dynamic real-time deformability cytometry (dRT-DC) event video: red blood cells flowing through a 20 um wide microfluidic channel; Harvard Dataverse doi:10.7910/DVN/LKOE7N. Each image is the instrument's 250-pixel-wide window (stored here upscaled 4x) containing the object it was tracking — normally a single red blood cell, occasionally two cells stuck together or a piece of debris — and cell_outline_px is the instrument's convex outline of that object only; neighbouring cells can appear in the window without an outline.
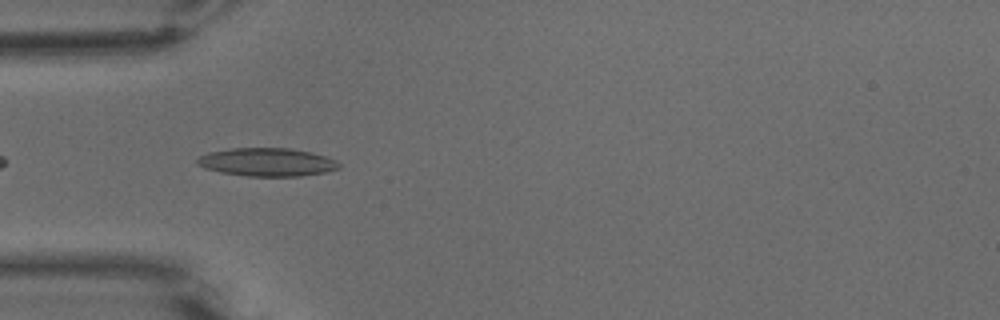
{"species": "common noctule bat (a hibernating species)", "species_latin": "Nyctalus noctula", "temperature_condition": "warm", "stored_images_in_passage": 7, "camera_frame_rate_fps": 3000, "um_per_image_px": 0.085, "animal": {"sex": "male", "body_mass_g": 15.6}, "frame": {"image": 1, "passage_image": 5, "time_ms": 1.333, "image_size_px": [1000, 320], "cell_outline_px": [[340, 168], [324, 172], [300, 176], [244, 176], [220, 172], [204, 168], [196, 164], [196, 160], [200, 156], [208, 152], [232, 148], [292, 148], [312, 152], [336, 160], [340, 164]], "centroid_in_image_um": [22.68, 13.78], "position_along_channel_um": 62.3, "area_um2": 23.41}}